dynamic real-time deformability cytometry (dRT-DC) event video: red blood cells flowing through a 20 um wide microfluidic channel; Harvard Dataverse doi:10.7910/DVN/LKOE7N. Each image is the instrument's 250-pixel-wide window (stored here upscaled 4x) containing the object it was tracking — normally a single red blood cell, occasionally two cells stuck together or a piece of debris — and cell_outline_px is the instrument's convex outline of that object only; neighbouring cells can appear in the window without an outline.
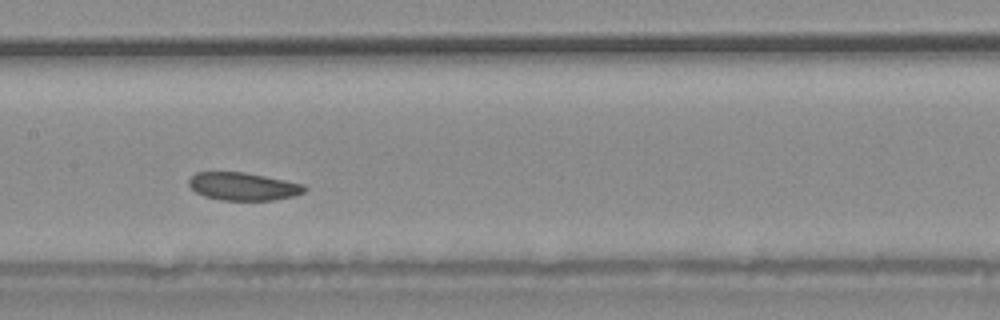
{"species": "common noctule bat (a hibernating species)", "species_latin": "Nyctalus noctula", "temperature_condition": "warm", "stored_images_in_passage": 28, "camera_frame_rate_fps": 3000, "um_per_image_px": 0.085, "animal": {"sex": "male", "body_mass_g": 20.4}, "frame": {"image": 1, "passage_image": 9, "time_ms": 2.667, "image_size_px": [1000, 320], "cell_outline_px": [[308, 188], [304, 192], [296, 196], [272, 200], [220, 200], [204, 196], [196, 192], [188, 184], [188, 180], [196, 172], [244, 172], [304, 184]], "centroid_in_image_um": [20.68, 15.85], "position_along_channel_um": 186.7, "area_um2": 18.79}}
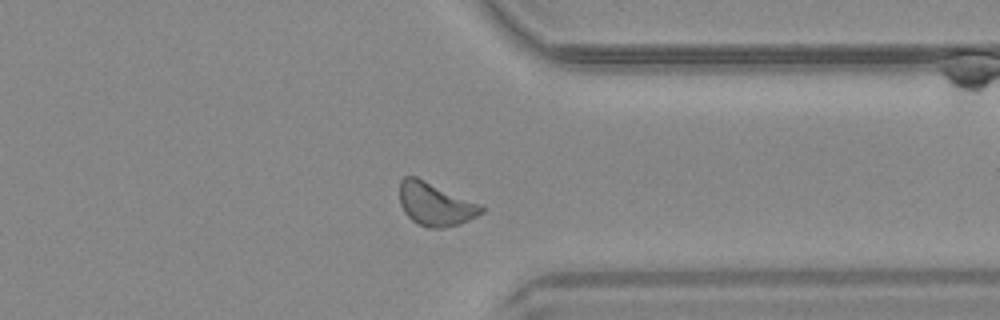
{"frame": {"image": 2, "passage_image": 20, "time_ms": 6.333, "image_size_px": [1000, 320], "cell_outline_px": [[484, 212], [460, 224], [444, 228], [428, 228], [412, 220], [404, 212], [400, 204], [400, 180], [404, 176], [416, 176], [480, 204], [484, 208]], "centroid_in_image_um": [36.98, 17.35], "position_along_channel_um": 374.4, "area_um2": 20.46}}